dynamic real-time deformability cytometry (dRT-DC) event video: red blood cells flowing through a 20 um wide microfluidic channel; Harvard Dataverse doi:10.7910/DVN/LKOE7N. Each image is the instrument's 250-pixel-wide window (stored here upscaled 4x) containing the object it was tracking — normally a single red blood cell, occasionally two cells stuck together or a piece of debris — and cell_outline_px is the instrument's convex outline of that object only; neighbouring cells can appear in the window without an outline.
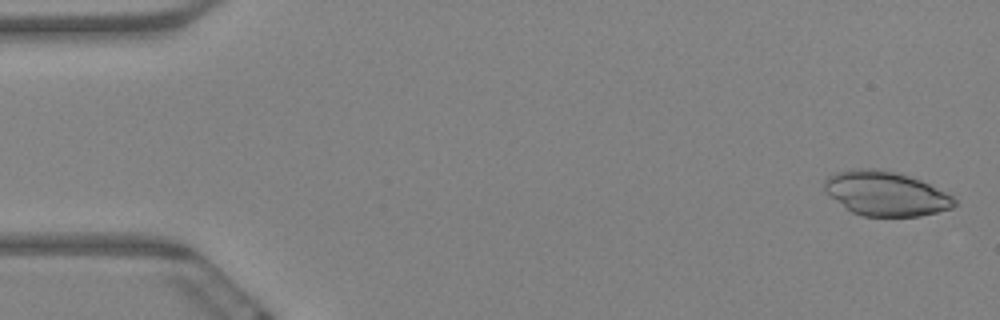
{"species": "Egyptian fruit bat (a non-hibernating species)", "species_latin": "Rousettus aegyptiacus", "temperature_condition": "warm", "stored_images_in_passage": 6, "camera_frame_rate_fps": 3000, "um_per_image_px": 0.085, "animal": {"sex": "female"}, "frame": {"image": 1, "passage_image": 1, "time_ms": 0.0, "image_size_px": [1000, 320], "cell_outline_px": [[956, 204], [952, 208], [920, 216], [864, 216], [852, 212], [824, 192], [824, 180], [828, 176], [836, 172], [852, 168], [880, 168], [896, 172], [920, 180], [952, 196], [956, 200]], "centroid_in_image_um": [75.25, 16.44], "position_along_channel_um": 9.8, "area_um2": 33.58}}